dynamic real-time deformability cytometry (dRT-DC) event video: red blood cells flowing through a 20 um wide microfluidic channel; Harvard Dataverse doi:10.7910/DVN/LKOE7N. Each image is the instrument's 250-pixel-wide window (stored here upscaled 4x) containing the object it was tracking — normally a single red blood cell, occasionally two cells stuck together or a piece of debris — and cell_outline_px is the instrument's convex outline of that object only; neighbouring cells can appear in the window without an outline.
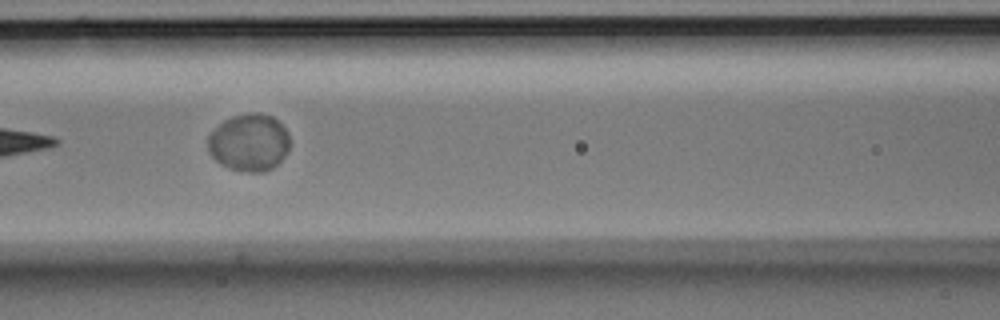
{"species": "Egyptian fruit bat (a non-hibernating species)", "species_latin": "Rousettus aegyptiacus", "temperature_condition": "room temperature", "stored_images_in_passage": 7, "camera_frame_rate_fps": 3000, "um_per_image_px": 0.085, "animal": {"sex": "male"}, "frame": {"image": 1, "passage_image": 6, "time_ms": 7.667, "image_size_px": [1000, 320], "cell_outline_px": [[288, 148], [284, 156], [272, 168], [264, 172], [248, 172], [228, 168], [220, 164], [208, 152], [208, 136], [224, 120], [232, 116], [252, 112], [256, 112], [272, 116], [284, 128], [288, 136]], "centroid_in_image_um": [21.15, 12.12], "position_along_channel_um": 145.5, "area_um2": 27.11}}
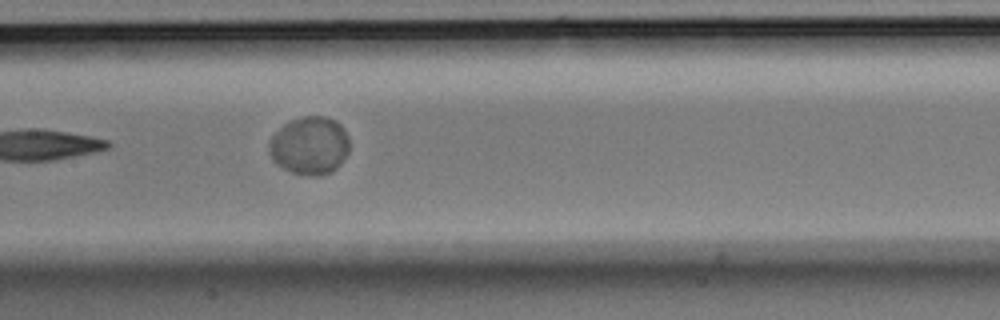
{"frame": {"image": 2, "passage_image": 7, "time_ms": 8.667, "image_size_px": [1000, 320], "cell_outline_px": [[348, 152], [340, 164], [332, 172], [320, 176], [308, 176], [292, 172], [276, 164], [272, 160], [268, 152], [268, 144], [272, 136], [284, 124], [292, 120], [304, 116], [324, 116], [336, 120], [344, 128], [348, 136]], "centroid_in_image_um": [26.31, 12.38], "position_along_channel_um": 181.1, "area_um2": 27.34}}